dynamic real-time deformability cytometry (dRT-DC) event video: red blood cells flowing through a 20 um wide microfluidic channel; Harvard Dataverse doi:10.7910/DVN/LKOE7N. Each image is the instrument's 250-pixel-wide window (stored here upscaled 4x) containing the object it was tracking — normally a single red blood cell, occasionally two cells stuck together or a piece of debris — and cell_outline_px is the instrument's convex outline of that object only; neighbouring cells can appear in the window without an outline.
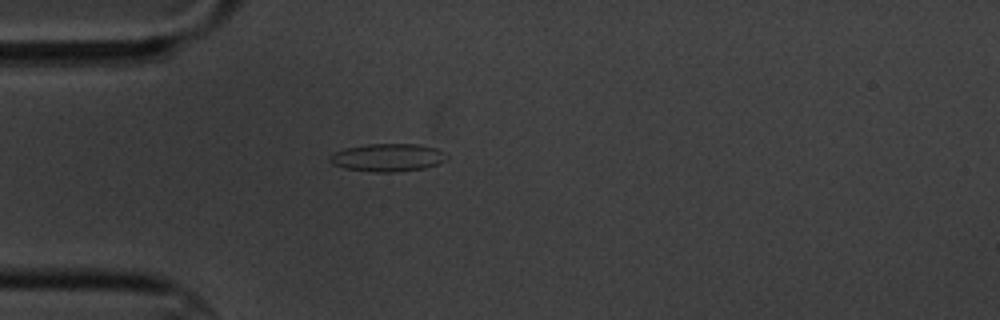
{"species": "common noctule bat (a hibernating species)", "species_latin": "Nyctalus noctula", "temperature_condition": "cold", "stored_images_in_passage": 2, "camera_frame_rate_fps": 3000, "um_per_image_px": 0.085, "animal": {"sex": "male", "body_mass_g": 20.1, "forearm_length_mm": 53.5}, "frame": {"image": 1, "passage_image": 1, "time_ms": 0.0, "image_size_px": [1000, 320], "cell_outline_px": [[448, 160], [424, 168], [396, 172], [372, 172], [344, 168], [332, 164], [328, 160], [336, 152], [344, 148], [368, 144], [420, 144], [436, 148], [444, 152], [448, 156]], "centroid_in_image_um": [32.98, 13.39], "position_along_channel_um": 52.0, "area_um2": 19.02}}